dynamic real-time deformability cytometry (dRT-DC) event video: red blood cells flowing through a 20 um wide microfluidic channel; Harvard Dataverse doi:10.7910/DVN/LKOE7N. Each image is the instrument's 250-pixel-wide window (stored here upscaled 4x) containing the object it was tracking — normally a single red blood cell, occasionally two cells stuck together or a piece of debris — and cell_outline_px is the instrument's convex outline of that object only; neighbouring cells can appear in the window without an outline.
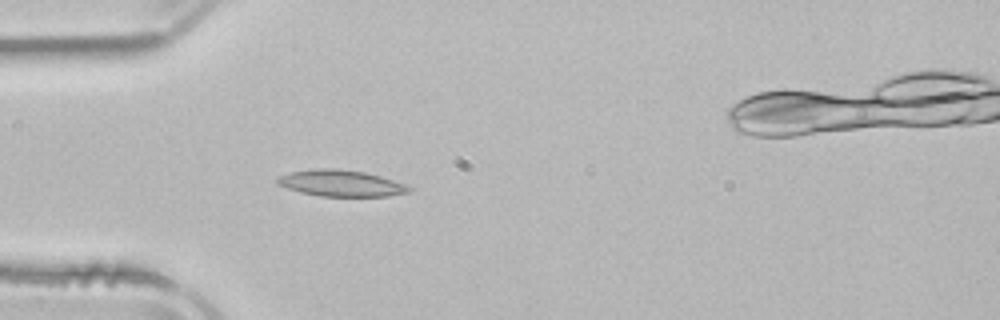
{"species": "common noctule bat (a hibernating species)", "species_latin": "Nyctalus noctula", "temperature_condition": "room temperature", "stored_images_in_passage": 4, "camera_frame_rate_fps": 3000, "um_per_image_px": 0.085, "animal": {"sex": "male", "body_mass_g": 21.5, "forearm_length_mm": 52.0}, "frame": {"image": 1, "passage_image": 3, "time_ms": 3.0, "image_size_px": [1000, 320], "cell_outline_px": [[412, 188], [408, 192], [388, 196], [320, 196], [300, 192], [276, 184], [276, 180], [280, 176], [292, 172], [312, 168], [336, 168], [364, 172], [380, 176], [404, 184]], "centroid_in_image_um": [28.95, 15.57], "position_along_channel_um": 56.0, "area_um2": 20.06}}